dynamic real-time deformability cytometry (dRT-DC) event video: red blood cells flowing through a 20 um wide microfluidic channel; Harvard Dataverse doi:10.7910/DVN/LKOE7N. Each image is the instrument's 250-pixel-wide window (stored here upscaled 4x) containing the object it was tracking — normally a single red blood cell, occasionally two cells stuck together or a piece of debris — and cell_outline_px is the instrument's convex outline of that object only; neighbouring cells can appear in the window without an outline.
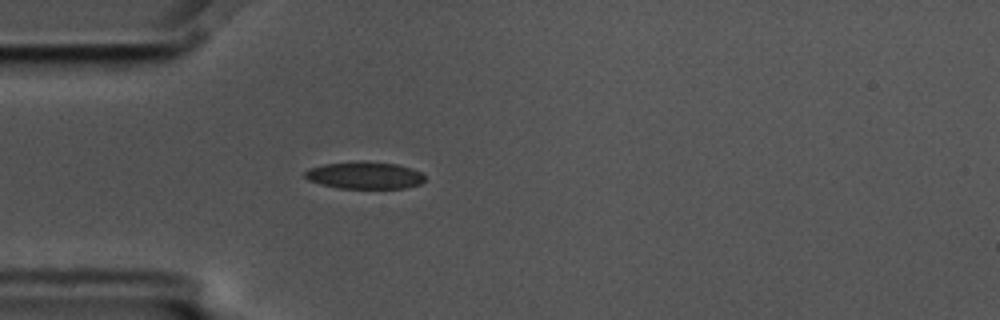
{"species": "common noctule bat (a hibernating species)", "species_latin": "Nyctalus noctula", "temperature_condition": "cold", "stored_images_in_passage": 4, "camera_frame_rate_fps": 3000, "um_per_image_px": 0.085, "animal": {"sex": "male", "body_mass_g": 17.5, "forearm_length_mm": 52.3}, "frame": {"image": 1, "passage_image": 4, "time_ms": 1.0, "image_size_px": [1000, 320], "cell_outline_px": [[424, 180], [420, 184], [404, 188], [336, 188], [320, 184], [308, 180], [304, 176], [304, 172], [308, 168], [324, 164], [396, 164], [412, 168], [420, 172], [424, 176]], "centroid_in_image_um": [30.97, 14.95], "position_along_channel_um": 54.0, "area_um2": 18.09}}